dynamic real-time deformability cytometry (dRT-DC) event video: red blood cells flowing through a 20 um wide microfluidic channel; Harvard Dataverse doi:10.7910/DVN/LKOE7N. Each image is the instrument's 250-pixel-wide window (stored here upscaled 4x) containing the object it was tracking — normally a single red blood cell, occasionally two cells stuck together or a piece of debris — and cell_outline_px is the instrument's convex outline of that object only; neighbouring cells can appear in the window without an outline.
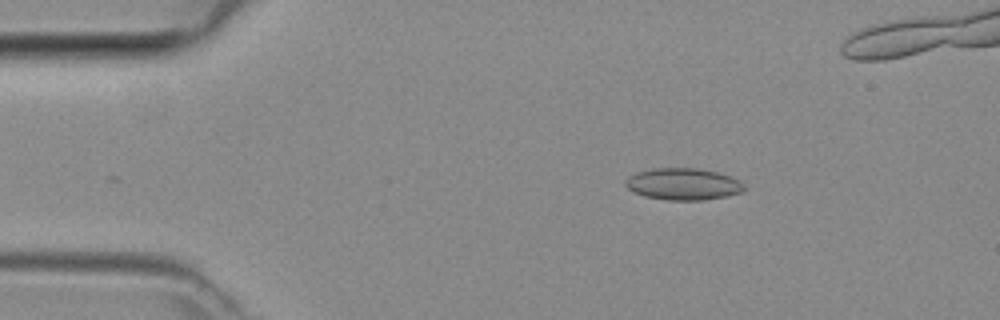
{"species": "common noctule bat (a hibernating species)", "species_latin": "Nyctalus noctula", "temperature_condition": "room temperature", "stored_images_in_passage": 41, "camera_frame_rate_fps": 3000, "um_per_image_px": 0.085, "animal": {"sex": "female", "body_mass_g": 29.2, "forearm_length_mm": 56.3}, "frame": {"image": 1, "passage_image": 2, "time_ms": 0.333, "image_size_px": [1000, 320], "cell_outline_px": [[748, 188], [740, 192], [724, 196], [700, 200], [668, 200], [644, 196], [628, 188], [624, 184], [624, 180], [628, 176], [636, 172], [656, 168], [700, 168], [716, 172], [740, 180]], "centroid_in_image_um": [58.06, 15.64], "position_along_channel_um": 26.9, "area_um2": 21.91}}
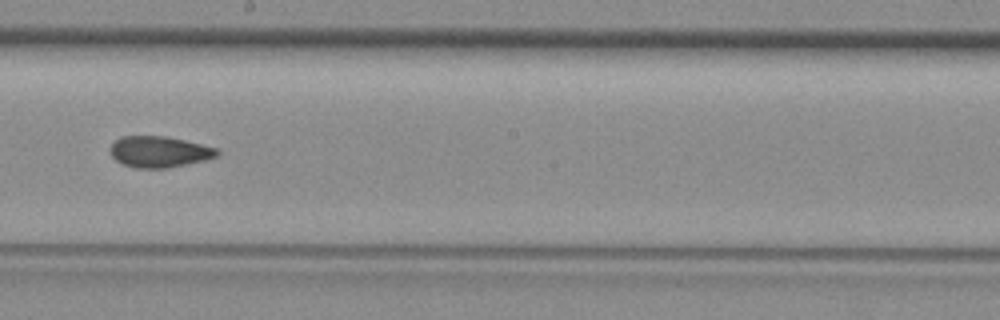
{"frame": {"image": 2, "passage_image": 20, "time_ms": 6.333, "image_size_px": [1000, 320], "cell_outline_px": [[220, 152], [216, 156], [204, 160], [168, 168], [136, 168], [124, 164], [116, 160], [112, 156], [112, 144], [120, 136], [164, 136], [184, 140], [220, 148]], "centroid_in_image_um": [13.57, 12.9], "position_along_channel_um": 234.6, "area_um2": 19.25}}
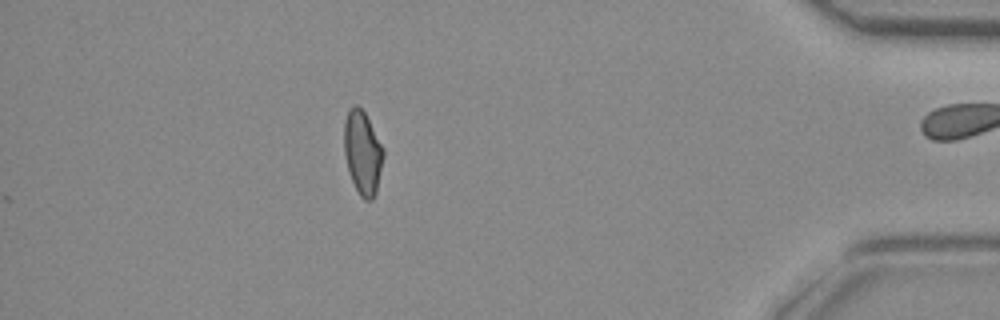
{"frame": {"image": 3, "passage_image": 35, "time_ms": 11.333, "image_size_px": [1000, 320], "cell_outline_px": [[384, 156], [376, 192], [372, 200], [364, 200], [360, 196], [352, 180], [348, 168], [344, 152], [344, 120], [348, 108], [352, 104], [356, 104], [364, 112], [384, 148]], "centroid_in_image_um": [30.81, 12.94], "position_along_channel_um": 404.4, "area_um2": 19.13}}